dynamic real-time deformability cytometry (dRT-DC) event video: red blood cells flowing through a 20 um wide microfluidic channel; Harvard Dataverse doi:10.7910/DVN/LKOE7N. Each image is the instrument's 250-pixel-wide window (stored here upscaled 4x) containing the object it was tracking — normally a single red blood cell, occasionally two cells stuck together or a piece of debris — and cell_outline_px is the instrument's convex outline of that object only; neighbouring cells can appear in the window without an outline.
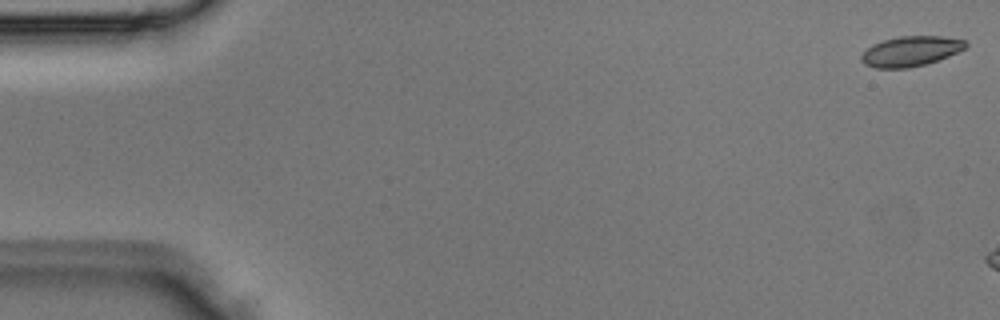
{"species": "Egyptian fruit bat (a non-hibernating species)", "species_latin": "Rousettus aegyptiacus", "temperature_condition": "room temperature", "stored_images_in_passage": 2, "camera_frame_rate_fps": 3000, "um_per_image_px": 0.085, "animal": {"sex": "male"}, "frame": {"image": 1, "passage_image": 1, "time_ms": 0.0, "image_size_px": [1000, 320], "cell_outline_px": [[968, 44], [964, 48], [948, 56], [924, 64], [908, 68], [876, 68], [864, 64], [860, 60], [860, 56], [872, 44], [884, 40], [900, 36], [944, 36], [964, 40]], "centroid_in_image_um": [77.38, 4.35], "position_along_channel_um": 7.6, "area_um2": 18.09}}